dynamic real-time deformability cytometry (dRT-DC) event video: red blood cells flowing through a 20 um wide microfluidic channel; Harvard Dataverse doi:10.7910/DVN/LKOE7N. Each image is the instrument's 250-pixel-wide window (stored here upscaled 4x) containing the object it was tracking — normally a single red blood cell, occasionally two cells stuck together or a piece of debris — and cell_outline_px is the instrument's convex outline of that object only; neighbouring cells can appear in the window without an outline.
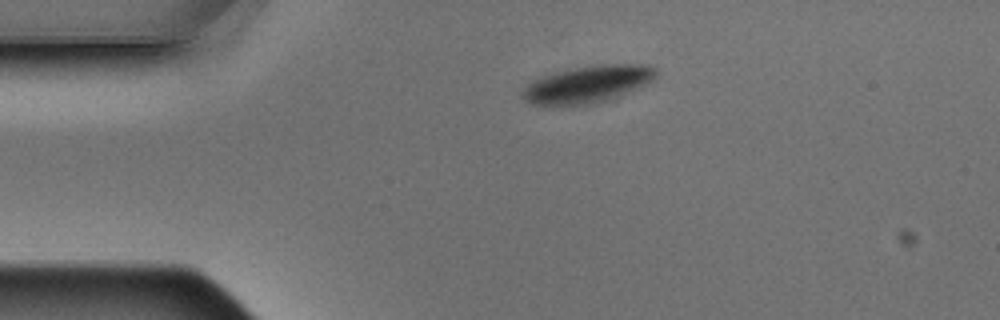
{"species": "Egyptian fruit bat (a non-hibernating species)", "species_latin": "Rousettus aegyptiacus", "temperature_condition": "warm", "stored_images_in_passage": 2, "camera_frame_rate_fps": 3000, "um_per_image_px": 0.085, "animal": {"sex": "male"}, "frame": {"image": 1, "passage_image": 1, "time_ms": 0.0, "image_size_px": [1000, 320], "cell_outline_px": [[656, 76], [652, 80], [620, 96], [596, 104], [536, 104], [524, 100], [520, 96], [520, 92], [532, 80], [544, 76], [576, 68], [600, 64], [648, 64], [656, 68]], "centroid_in_image_um": [49.98, 7.15], "position_along_channel_um": 35.0, "area_um2": 28.38}}